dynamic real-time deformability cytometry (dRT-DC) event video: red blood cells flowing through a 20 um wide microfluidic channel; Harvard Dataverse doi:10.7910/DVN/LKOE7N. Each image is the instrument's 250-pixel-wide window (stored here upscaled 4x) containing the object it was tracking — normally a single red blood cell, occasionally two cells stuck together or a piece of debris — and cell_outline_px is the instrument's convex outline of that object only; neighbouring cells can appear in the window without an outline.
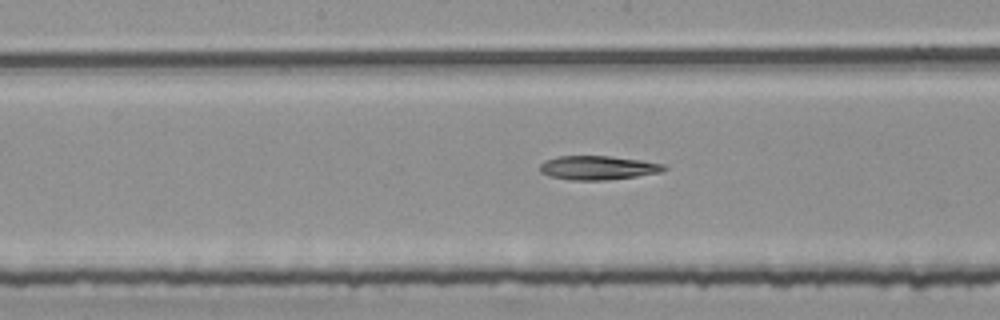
{"species": "common noctule bat (a hibernating species)", "species_latin": "Nyctalus noctula", "temperature_condition": "room temperature", "stored_images_in_passage": 54, "segment_of_instrument_passage": [2, 2], "camera_frame_rate_fps": 3000, "um_per_image_px": 0.085, "animal": {"sex": "female", "body_mass_g": 25.1}, "frame": {"image": 1, "passage_image": 27, "time_ms": 8.667, "image_size_px": [1000, 320], "cell_outline_px": [[668, 168], [660, 172], [636, 176], [604, 180], [572, 180], [548, 176], [540, 172], [540, 164], [544, 160], [556, 156], [612, 156], [640, 160], [664, 164]], "centroid_in_image_um": [50.78, 14.25], "position_along_channel_um": 197.4, "area_um2": 17.34}}
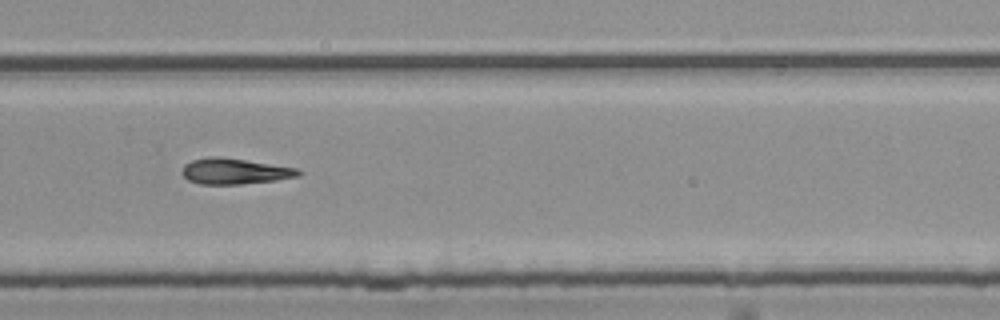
{"frame": {"image": 2, "passage_image": 36, "time_ms": 11.667, "image_size_px": [1000, 320], "cell_outline_px": [[304, 172], [300, 176], [276, 180], [240, 184], [200, 184], [188, 180], [180, 172], [184, 164], [192, 160], [208, 156], [220, 156], [300, 168]], "centroid_in_image_um": [19.97, 14.54], "position_along_channel_um": 309.8, "area_um2": 17.8}}
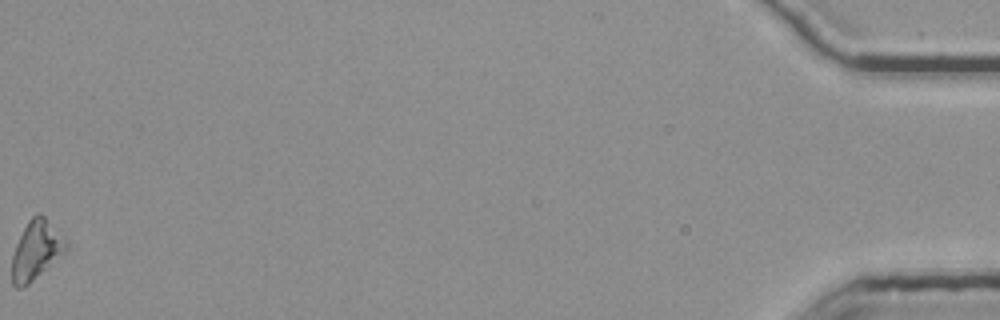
{"frame": {"image": 3, "passage_image": 54, "time_ms": 17.667, "image_size_px": [1000, 320], "cell_outline_px": [[68, 248], [28, 284], [20, 288], [16, 288], [12, 284], [12, 256], [16, 244], [28, 220], [32, 216], [40, 212], [68, 240]], "centroid_in_image_um": [3.07, 21.23], "position_along_channel_um": 432.1, "area_um2": 18.26}}